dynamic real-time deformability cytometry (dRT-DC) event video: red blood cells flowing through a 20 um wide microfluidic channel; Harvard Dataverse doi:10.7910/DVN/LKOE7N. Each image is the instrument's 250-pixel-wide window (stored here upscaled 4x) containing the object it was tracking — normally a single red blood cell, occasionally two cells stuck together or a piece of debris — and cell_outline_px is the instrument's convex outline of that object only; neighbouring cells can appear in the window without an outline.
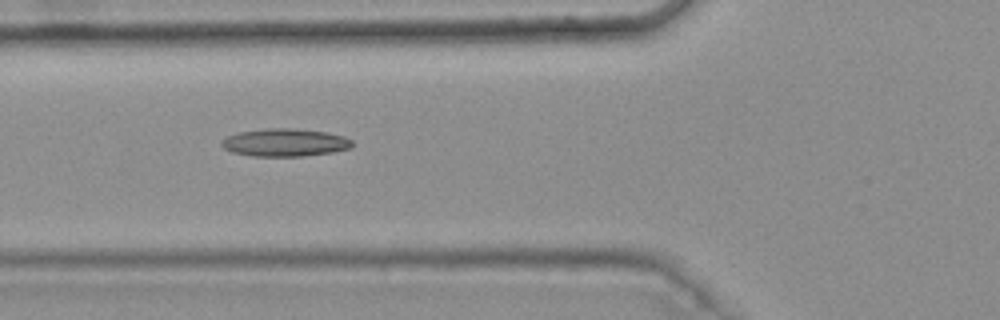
{"species": "common noctule bat (a hibernating species)", "species_latin": "Nyctalus noctula", "temperature_condition": "warm", "stored_images_in_passage": 7, "camera_frame_rate_fps": 3000, "um_per_image_px": 0.085, "animal": {"sex": "female", "body_mass_g": 25.1}, "frame": {"image": 1, "passage_image": 4, "time_ms": 1.0, "image_size_px": [1000, 320], "cell_outline_px": [[352, 148], [332, 152], [304, 156], [252, 156], [232, 152], [224, 148], [220, 144], [220, 140], [236, 132], [268, 128], [292, 128], [324, 132], [344, 136], [352, 140]], "centroid_in_image_um": [24.19, 12.11], "position_along_channel_um": 101.6, "area_um2": 21.21}}
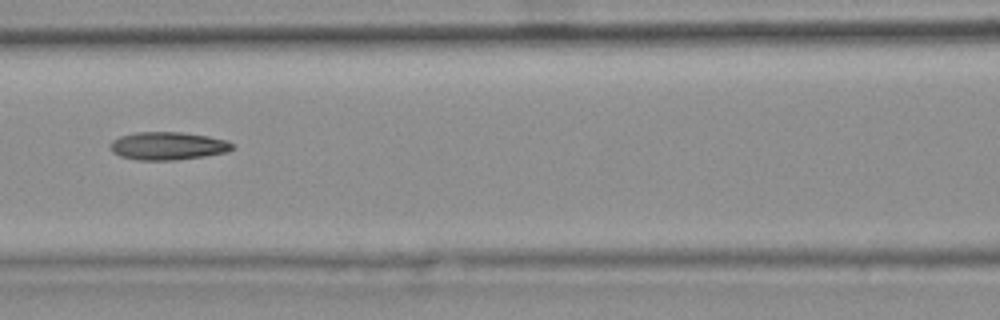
{"frame": {"image": 2, "passage_image": 5, "time_ms": 1.333, "image_size_px": [1000, 320], "cell_outline_px": [[232, 148], [228, 152], [204, 156], [176, 160], [136, 160], [120, 156], [112, 152], [108, 144], [112, 140], [120, 136], [136, 132], [180, 132], [208, 136], [228, 140], [232, 144]], "centroid_in_image_um": [14.23, 12.4], "position_along_channel_um": 152.4, "area_um2": 20.0}}